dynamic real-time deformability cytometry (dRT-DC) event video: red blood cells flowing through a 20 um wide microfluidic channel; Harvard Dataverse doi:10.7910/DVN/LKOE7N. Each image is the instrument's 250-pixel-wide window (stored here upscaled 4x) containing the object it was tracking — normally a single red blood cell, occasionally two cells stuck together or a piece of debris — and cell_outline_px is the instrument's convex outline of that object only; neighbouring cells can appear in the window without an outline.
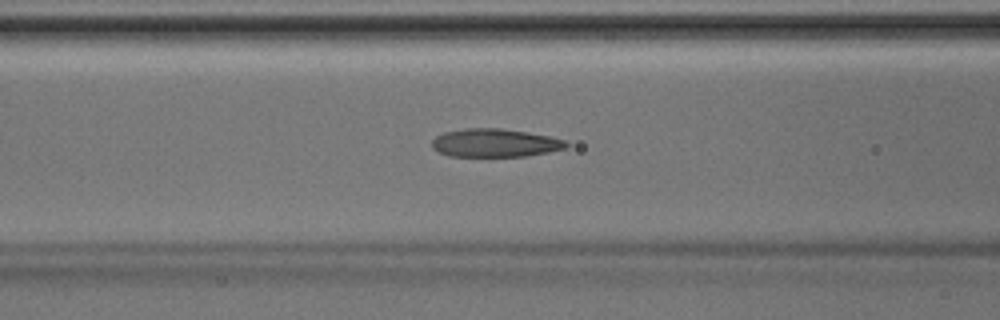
{"species": "Egyptian fruit bat (a non-hibernating species)", "species_latin": "Rousettus aegyptiacus", "temperature_condition": "room temperature", "stored_images_in_passage": 43, "camera_frame_rate_fps": 3000, "um_per_image_px": 0.085, "animal": {"sex": "male"}, "frame": {"image": 1, "passage_image": 16, "time_ms": 5.0, "image_size_px": [1000, 320], "cell_outline_px": [[568, 144], [564, 148], [548, 152], [524, 156], [448, 156], [432, 148], [432, 140], [436, 136], [444, 132], [464, 128], [500, 128], [528, 132], [548, 136], [564, 140]], "centroid_in_image_um": [42.03, 12.14], "position_along_channel_um": 124.6, "area_um2": 21.96}}
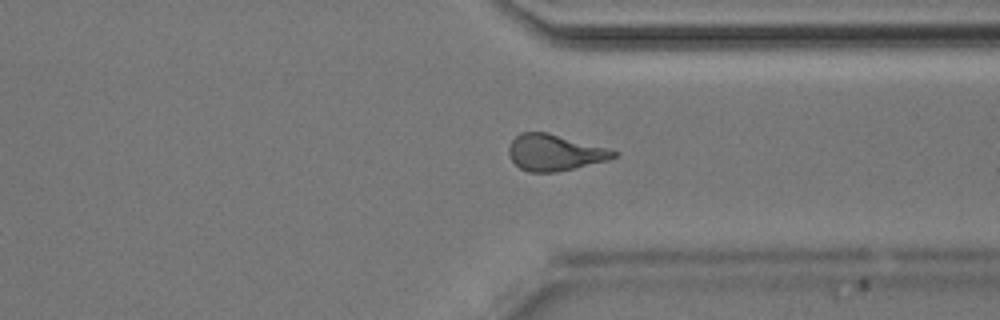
{"frame": {"image": 2, "passage_image": 32, "time_ms": 10.333, "image_size_px": [1000, 320], "cell_outline_px": [[616, 156], [608, 160], [556, 172], [528, 172], [520, 168], [512, 160], [508, 152], [508, 148], [512, 140], [520, 132], [548, 132], [604, 148], [616, 152]], "centroid_in_image_um": [47.08, 12.97], "position_along_channel_um": 364.3, "area_um2": 21.73}}
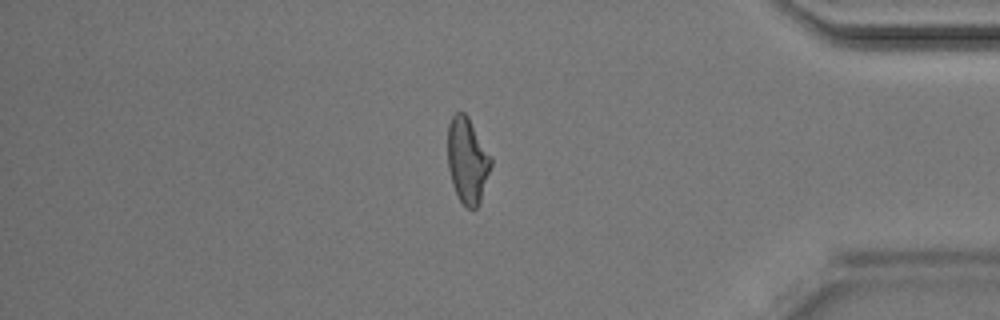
{"frame": {"image": 3, "passage_image": 36, "time_ms": 11.667, "image_size_px": [1000, 320], "cell_outline_px": [[492, 164], [480, 200], [476, 208], [468, 208], [460, 200], [452, 184], [448, 168], [448, 124], [452, 116], [456, 112], [464, 112], [468, 116], [492, 156]], "centroid_in_image_um": [39.73, 13.59], "position_along_channel_um": 395.5, "area_um2": 21.56}}